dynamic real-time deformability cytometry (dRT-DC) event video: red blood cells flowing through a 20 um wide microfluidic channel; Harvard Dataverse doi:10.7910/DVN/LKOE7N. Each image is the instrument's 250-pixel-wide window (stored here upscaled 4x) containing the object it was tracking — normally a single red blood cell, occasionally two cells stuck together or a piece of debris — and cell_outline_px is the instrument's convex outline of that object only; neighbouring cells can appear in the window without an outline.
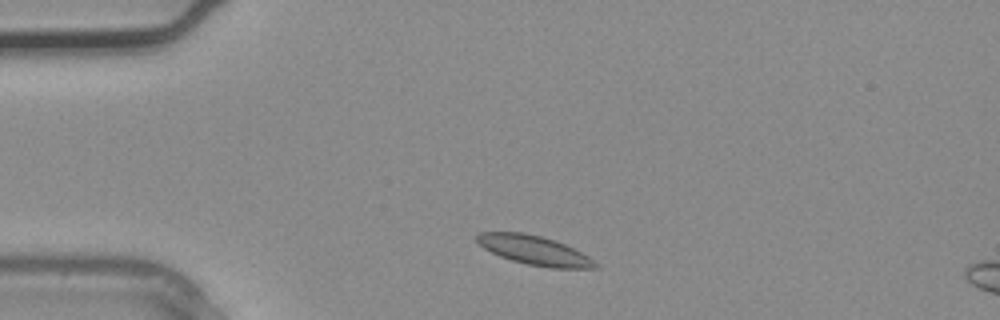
{"species": "common noctule bat (a hibernating species)", "species_latin": "Nyctalus noctula", "temperature_condition": "warm", "stored_images_in_passage": 2, "camera_frame_rate_fps": 3000, "um_per_image_px": 0.085, "animal": {"sex": "male", "body_mass_g": 20.4}, "frame": {"image": 1, "passage_image": 1, "time_ms": 0.0, "image_size_px": [1000, 320], "cell_outline_px": [[596, 268], [548, 268], [528, 264], [512, 260], [500, 256], [484, 248], [476, 240], [476, 236], [480, 232], [524, 232], [540, 236], [564, 244], [588, 256], [596, 264]], "centroid_in_image_um": [45.38, 21.27], "position_along_channel_um": 39.6, "area_um2": 19.71}}